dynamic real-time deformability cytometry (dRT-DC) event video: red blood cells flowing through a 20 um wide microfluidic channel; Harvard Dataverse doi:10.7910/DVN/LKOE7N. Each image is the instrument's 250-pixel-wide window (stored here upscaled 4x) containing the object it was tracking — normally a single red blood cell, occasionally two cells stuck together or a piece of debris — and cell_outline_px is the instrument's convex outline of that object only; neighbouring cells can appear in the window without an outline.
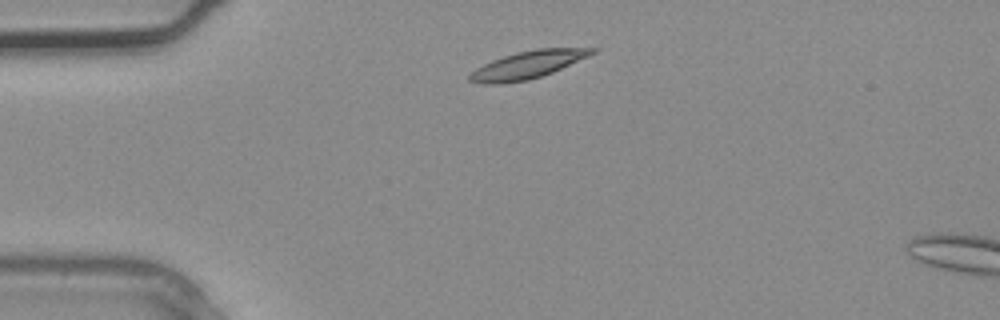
{"species": "common noctule bat (a hibernating species)", "species_latin": "Nyctalus noctula", "temperature_condition": "warm", "stored_images_in_passage": 2, "camera_frame_rate_fps": 3000, "um_per_image_px": 0.085, "animal": {"sex": "male", "body_mass_g": 20.4}, "frame": {"image": 1, "passage_image": 1, "time_ms": 0.0, "image_size_px": [1000, 320], "cell_outline_px": [[596, 52], [588, 56], [552, 72], [528, 80], [500, 84], [484, 84], [468, 80], [468, 76], [476, 68], [492, 60], [516, 52], [536, 48], [596, 48]], "centroid_in_image_um": [44.82, 5.51], "position_along_channel_um": 40.2, "area_um2": 19.42}}